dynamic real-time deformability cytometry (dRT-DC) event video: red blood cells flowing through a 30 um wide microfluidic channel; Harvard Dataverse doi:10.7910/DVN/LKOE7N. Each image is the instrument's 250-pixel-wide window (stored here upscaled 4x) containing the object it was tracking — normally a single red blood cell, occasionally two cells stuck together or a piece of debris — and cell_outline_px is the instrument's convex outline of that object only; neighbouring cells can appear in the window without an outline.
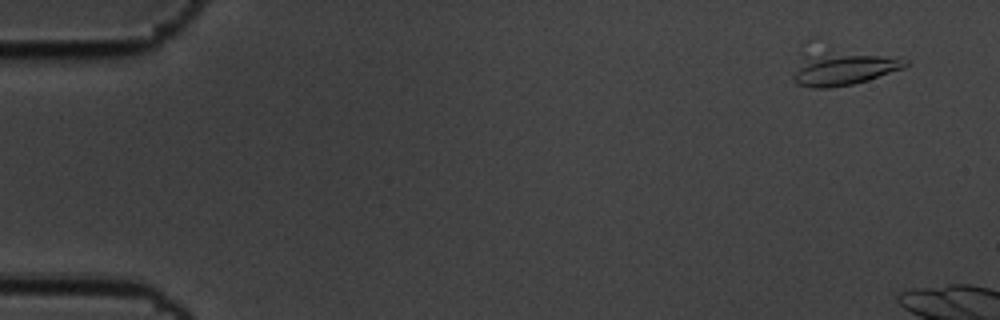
{"species": "common noctule bat (a hibernating species)", "species_latin": "Nyctalus noctula", "temperature_condition": "cold", "stored_images_in_passage": 10, "camera_frame_rate_fps": 3000, "um_per_image_px": 0.085, "animal": {"sex": "male", "body_mass_g": 19.5, "forearm_length_mm": 54.6}, "frame": {"image": 1, "passage_image": 4, "time_ms": 1.0, "image_size_px": [1000, 320], "cell_outline_px": [[908, 64], [904, 68], [868, 80], [852, 84], [828, 88], [812, 88], [796, 84], [792, 80], [792, 76], [804, 56], [900, 56], [908, 60]], "centroid_in_image_um": [71.74, 5.93], "position_along_channel_um": 13.3, "area_um2": 20.11}}